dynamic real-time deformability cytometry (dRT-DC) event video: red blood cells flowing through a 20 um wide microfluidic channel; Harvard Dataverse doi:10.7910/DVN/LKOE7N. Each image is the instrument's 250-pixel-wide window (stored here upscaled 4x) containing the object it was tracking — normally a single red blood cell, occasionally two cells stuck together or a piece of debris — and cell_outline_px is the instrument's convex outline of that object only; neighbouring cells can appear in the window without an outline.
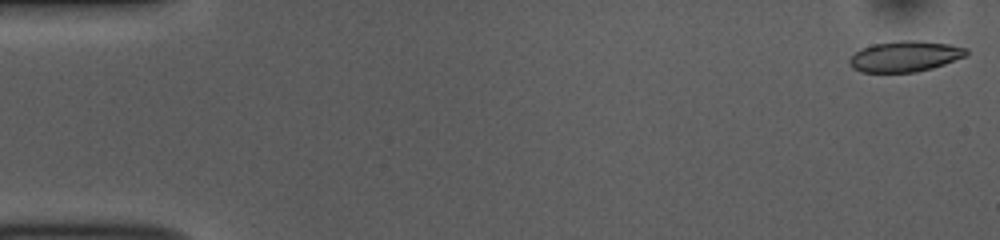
{"species": "common noctule bat (a hibernating species)", "species_latin": "Nyctalus noctula", "temperature_condition": "room temperature", "stored_images_in_passage": 52, "camera_frame_rate_fps": 3000, "um_per_image_px": 0.085, "animal": {"sex": "female", "body_mass_g": 10.0, "forearm_length_mm": 53.1}, "frame": {"image": 1, "passage_image": 1, "time_ms": 0.0, "image_size_px": [1000, 240], "cell_outline_px": [[968, 52], [964, 56], [944, 64], [932, 68], [916, 72], [860, 72], [852, 68], [848, 64], [848, 60], [860, 48], [872, 44], [900, 40], [916, 40], [948, 44], [968, 48]], "centroid_in_image_um": [76.88, 4.79], "position_along_channel_um": 8.1, "area_um2": 20.98}}
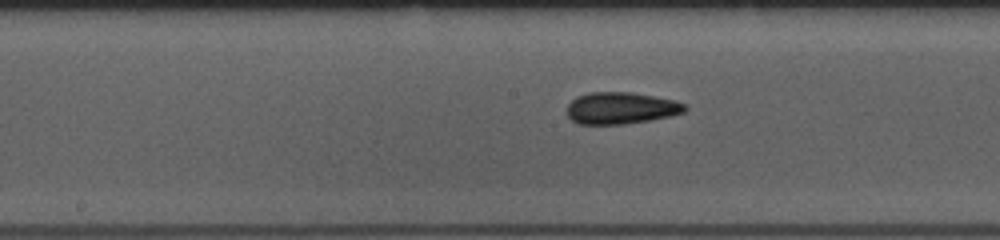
{"frame": {"image": 2, "passage_image": 26, "time_ms": 8.333, "image_size_px": [1000, 240], "cell_outline_px": [[688, 108], [684, 112], [672, 116], [624, 124], [576, 124], [568, 116], [568, 104], [576, 96], [588, 92], [632, 92], [676, 100], [688, 104]], "centroid_in_image_um": [52.81, 9.18], "position_along_channel_um": 195.4, "area_um2": 22.08}}
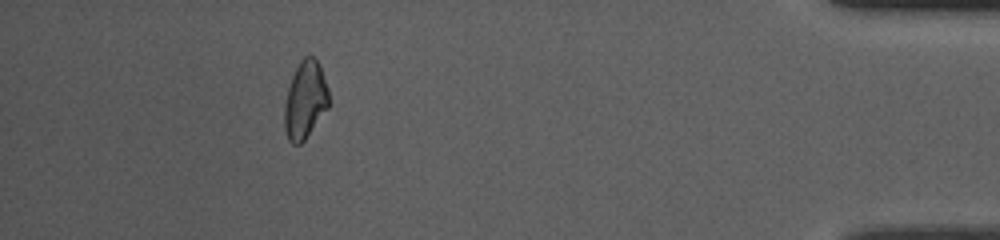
{"frame": {"image": 3, "passage_image": 47, "time_ms": 15.333, "image_size_px": [1000, 240], "cell_outline_px": [[328, 108], [304, 140], [300, 144], [292, 144], [288, 140], [284, 128], [284, 104], [288, 88], [292, 76], [300, 60], [304, 56], [312, 56], [320, 64], [328, 88]], "centroid_in_image_um": [25.93, 8.5], "position_along_channel_um": 409.3, "area_um2": 20.06}, "authors_computed_cell_mechanics": {"area_um2": 21.2993, "velocity_mm_per_s": 3.8392, "shape_relaxation_time_tau1_ms": 3.818, "shape_relaxation_time_tau2_ms": 2.5579, "deformation_change_tau1": 0.1035, "deformation_change_tau2": 0.0752}}